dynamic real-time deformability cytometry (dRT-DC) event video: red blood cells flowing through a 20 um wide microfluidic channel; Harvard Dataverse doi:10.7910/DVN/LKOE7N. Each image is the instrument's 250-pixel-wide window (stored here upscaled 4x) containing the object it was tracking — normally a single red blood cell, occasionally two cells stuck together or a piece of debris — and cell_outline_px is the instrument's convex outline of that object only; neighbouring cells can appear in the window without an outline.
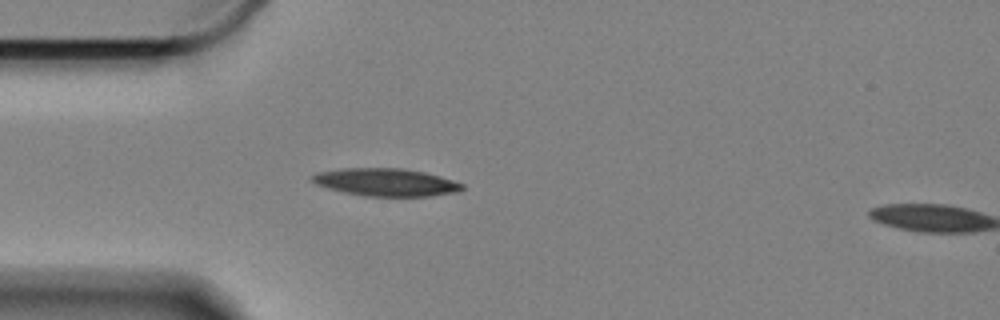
{"species": "Egyptian fruit bat (a non-hibernating species)", "species_latin": "Rousettus aegyptiacus", "temperature_condition": "cold", "stored_images_in_passage": 10, "camera_frame_rate_fps": 3000, "um_per_image_px": 0.085, "animal": {"sex": "female"}, "frame": {"image": 1, "passage_image": 9, "time_ms": 2.667, "image_size_px": [1000, 320], "cell_outline_px": [[464, 188], [460, 192], [428, 196], [364, 196], [344, 192], [328, 188], [316, 184], [312, 180], [312, 176], [316, 172], [340, 168], [400, 168], [424, 172], [440, 176], [464, 184]], "centroid_in_image_um": [32.81, 15.49], "position_along_channel_um": 52.2, "area_um2": 24.22}}